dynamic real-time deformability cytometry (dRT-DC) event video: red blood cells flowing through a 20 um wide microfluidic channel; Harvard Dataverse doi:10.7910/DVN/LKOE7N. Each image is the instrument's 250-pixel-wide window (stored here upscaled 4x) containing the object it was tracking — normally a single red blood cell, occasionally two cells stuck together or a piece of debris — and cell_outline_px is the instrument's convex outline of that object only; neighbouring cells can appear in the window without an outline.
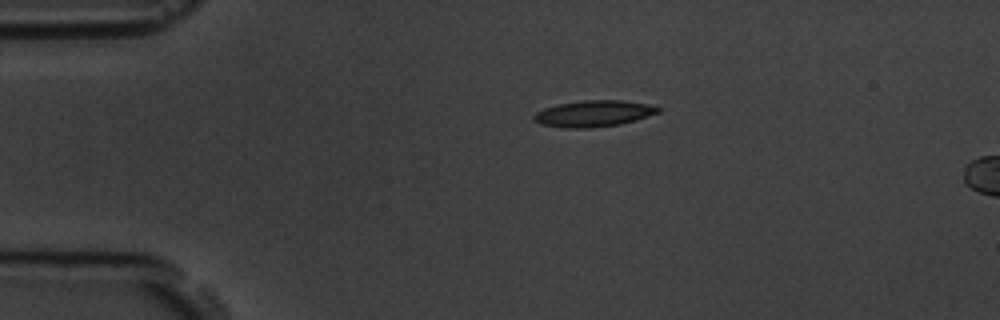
{"species": "common noctule bat (a hibernating species)", "species_latin": "Nyctalus noctula", "temperature_condition": "room temperature", "stored_images_in_passage": 3, "camera_frame_rate_fps": 3000, "um_per_image_px": 0.085, "animal": {"sex": "male", "body_mass_g": 19.5, "forearm_length_mm": 54.6}, "frame": {"image": 1, "passage_image": 1, "time_ms": 0.0, "image_size_px": [1000, 320], "cell_outline_px": [[660, 112], [636, 120], [620, 124], [588, 128], [564, 128], [540, 124], [532, 120], [532, 116], [536, 112], [544, 108], [560, 104], [584, 100], [624, 100], [656, 104], [660, 108]], "centroid_in_image_um": [50.5, 9.65], "position_along_channel_um": 34.5, "area_um2": 19.31}}